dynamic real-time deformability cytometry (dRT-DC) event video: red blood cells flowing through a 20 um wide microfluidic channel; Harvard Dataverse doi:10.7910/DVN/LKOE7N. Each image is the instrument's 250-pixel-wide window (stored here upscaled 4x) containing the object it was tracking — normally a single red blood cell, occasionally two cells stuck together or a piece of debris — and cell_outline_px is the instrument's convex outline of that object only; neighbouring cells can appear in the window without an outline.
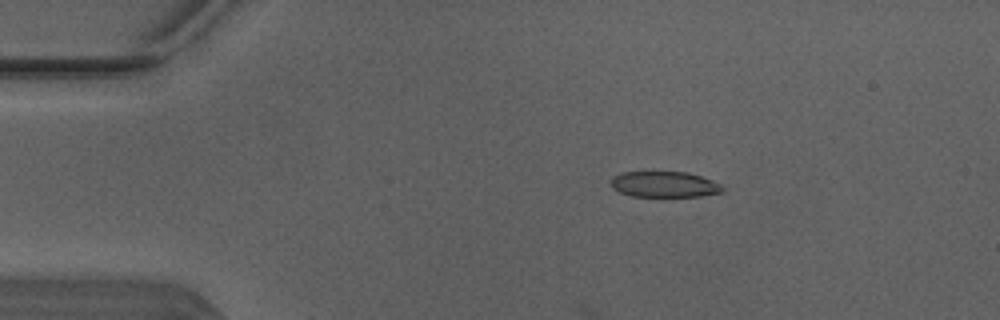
{"species": "Egyptian fruit bat (a non-hibernating species)", "species_latin": "Rousettus aegyptiacus", "temperature_condition": "warm", "stored_images_in_passage": 4, "camera_frame_rate_fps": 3000, "um_per_image_px": 0.085, "animal": {"sex": "male"}, "frame": {"image": 1, "passage_image": 2, "time_ms": 0.333, "image_size_px": [1000, 320], "cell_outline_px": [[724, 192], [700, 196], [632, 196], [620, 192], [612, 188], [612, 176], [624, 172], [688, 172], [712, 180], [720, 184], [724, 188]], "centroid_in_image_um": [56.49, 15.67], "position_along_channel_um": 28.5, "area_um2": 16.7}}
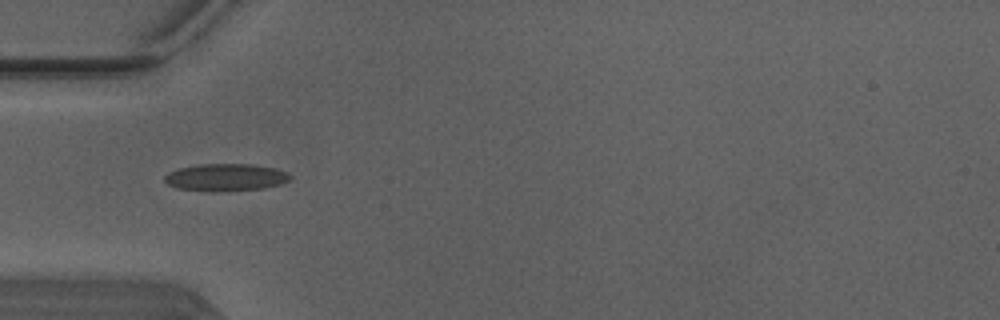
{"frame": {"image": 2, "passage_image": 4, "time_ms": 1.0, "image_size_px": [1000, 320], "cell_outline_px": [[292, 176], [288, 180], [280, 184], [264, 188], [212, 192], [208, 192], [176, 188], [168, 184], [164, 180], [164, 176], [168, 172], [176, 168], [196, 164], [252, 164], [276, 168], [288, 172]], "centroid_in_image_um": [19.15, 15.07], "position_along_channel_um": 65.9, "area_um2": 20.29}}